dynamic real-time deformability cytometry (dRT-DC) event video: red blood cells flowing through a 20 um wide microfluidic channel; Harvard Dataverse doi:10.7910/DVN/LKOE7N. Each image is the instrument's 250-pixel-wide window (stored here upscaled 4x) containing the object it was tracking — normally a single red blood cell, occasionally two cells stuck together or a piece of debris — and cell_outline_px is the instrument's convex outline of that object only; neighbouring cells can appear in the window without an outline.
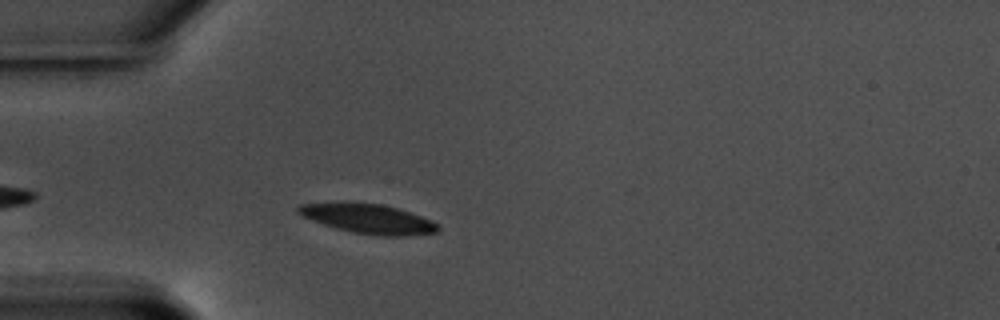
{"species": "common noctule bat (a hibernating species)", "species_latin": "Nyctalus noctula", "temperature_condition": "warm", "stored_images_in_passage": 27, "camera_frame_rate_fps": 3000, "um_per_image_px": 0.085, "animal": {"sex": "male", "body_mass_g": 17.5, "forearm_length_mm": 52.3}, "frame": {"image": 1, "passage_image": 5, "time_ms": 1.333, "image_size_px": [1000, 320], "cell_outline_px": [[440, 228], [436, 232], [404, 236], [376, 236], [352, 232], [336, 228], [312, 220], [296, 212], [296, 208], [300, 204], [380, 204], [396, 208], [432, 220], [440, 224]], "centroid_in_image_um": [31.37, 18.63], "position_along_channel_um": 53.6, "area_um2": 23.29}}
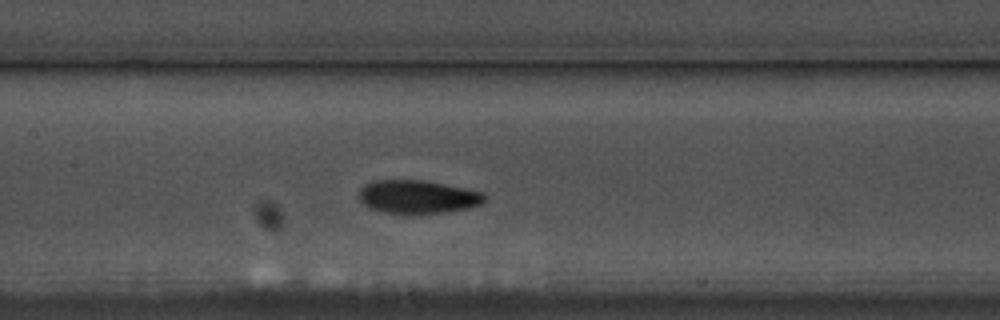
{"frame": {"image": 2, "passage_image": 16, "time_ms": 5.0, "image_size_px": [1000, 320], "cell_outline_px": [[484, 200], [480, 204], [468, 208], [444, 212], [404, 216], [384, 212], [368, 208], [360, 204], [356, 196], [360, 188], [364, 184], [372, 180], [424, 180], [484, 192]], "centroid_in_image_um": [35.39, 16.75], "position_along_channel_um": 172.0, "area_um2": 25.14}}
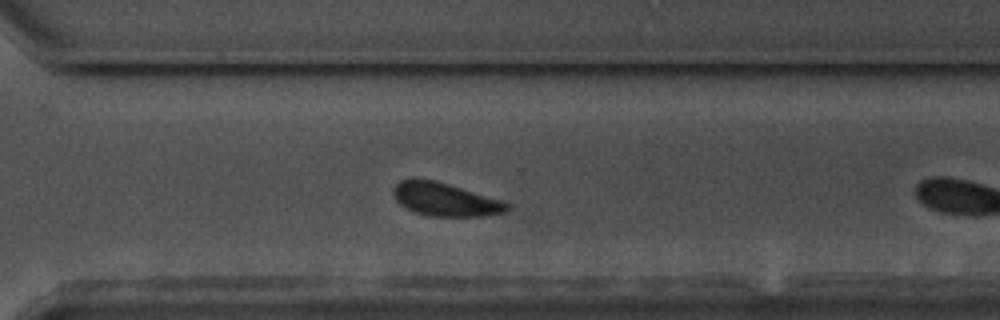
{"frame": {"image": 3, "passage_image": 26, "time_ms": 8.333, "image_size_px": [1000, 320], "cell_outline_px": [[512, 208], [504, 212], [484, 216], [428, 216], [404, 208], [396, 200], [392, 192], [392, 188], [400, 180], [412, 176], [416, 176], [436, 180], [504, 200], [512, 204]], "centroid_in_image_um": [37.83, 16.92], "position_along_channel_um": 332.8, "area_um2": 22.77}}